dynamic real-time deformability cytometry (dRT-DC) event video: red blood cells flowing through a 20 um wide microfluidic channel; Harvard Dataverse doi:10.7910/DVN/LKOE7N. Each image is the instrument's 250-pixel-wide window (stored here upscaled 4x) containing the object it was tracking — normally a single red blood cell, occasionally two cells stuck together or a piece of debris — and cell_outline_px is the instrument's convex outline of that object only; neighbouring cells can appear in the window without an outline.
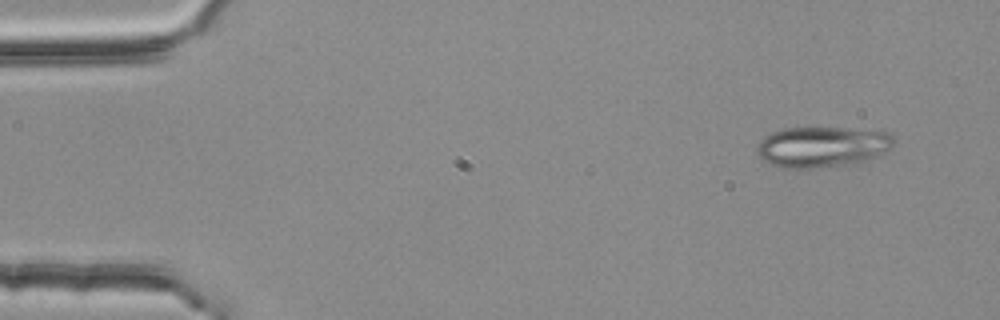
{"species": "common noctule bat (a hibernating species)", "species_latin": "Nyctalus noctula", "temperature_condition": "room temperature", "stored_images_in_passage": 4, "camera_frame_rate_fps": 3000, "um_per_image_px": 0.085, "animal": {"sex": "female", "body_mass_g": 25.1}, "frame": {"image": 1, "passage_image": 1, "time_ms": 0.0, "image_size_px": [1000, 320], "cell_outline_px": [[892, 148], [876, 156], [856, 164], [812, 168], [780, 168], [764, 160], [756, 152], [756, 144], [764, 136], [772, 132], [784, 128], [840, 128], [888, 132], [892, 136]], "centroid_in_image_um": [69.84, 12.49], "position_along_channel_um": 15.2, "area_um2": 32.43}}